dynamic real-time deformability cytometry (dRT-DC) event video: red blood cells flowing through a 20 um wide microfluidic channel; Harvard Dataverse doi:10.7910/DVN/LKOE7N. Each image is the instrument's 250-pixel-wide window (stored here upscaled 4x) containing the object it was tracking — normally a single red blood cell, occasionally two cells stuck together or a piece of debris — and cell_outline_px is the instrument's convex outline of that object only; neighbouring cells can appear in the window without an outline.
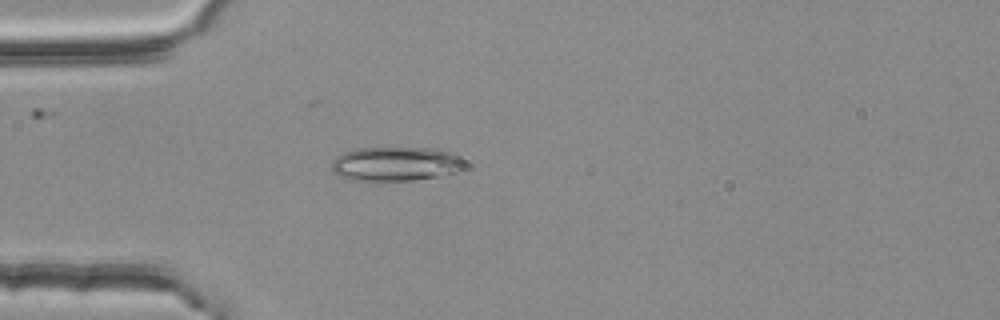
{"species": "common noctule bat (a hibernating species)", "species_latin": "Nyctalus noctula", "temperature_condition": "room temperature", "stored_images_in_passage": 4, "camera_frame_rate_fps": 3000, "um_per_image_px": 0.085, "animal": {"sex": "female", "body_mass_g": 25.1}, "frame": {"image": 1, "passage_image": 4, "time_ms": 1.0, "image_size_px": [1000, 320], "cell_outline_px": [[460, 172], [412, 180], [368, 184], [348, 180], [332, 172], [332, 160], [336, 156], [344, 152], [356, 148], [432, 148], [456, 152], [460, 160]], "centroid_in_image_um": [33.52, 13.97], "position_along_channel_um": 51.5, "area_um2": 27.28}}